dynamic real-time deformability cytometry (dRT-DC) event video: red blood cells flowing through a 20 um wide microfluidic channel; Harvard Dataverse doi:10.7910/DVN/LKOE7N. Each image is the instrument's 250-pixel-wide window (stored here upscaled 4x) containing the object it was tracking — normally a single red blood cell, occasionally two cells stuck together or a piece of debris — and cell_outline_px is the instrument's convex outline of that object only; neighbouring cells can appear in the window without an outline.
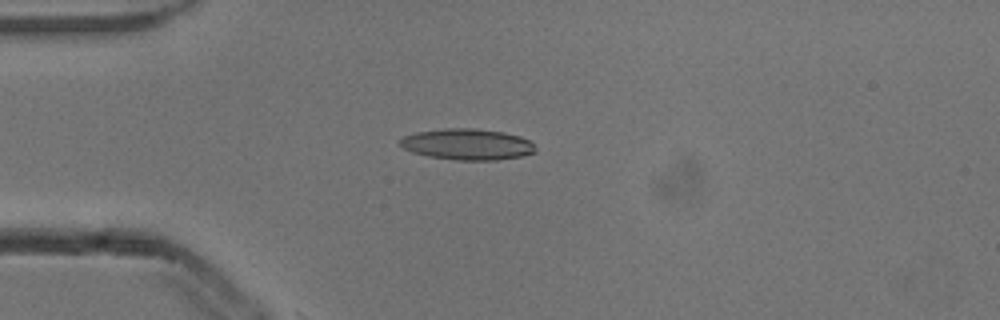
{"species": "common noctule bat (a hibernating species)", "species_latin": "Nyctalus noctula", "temperature_condition": "cold", "stored_images_in_passage": 4, "camera_frame_rate_fps": 3000, "um_per_image_px": 0.085, "animal": {"sex": "male", "body_mass_g": 13.3}, "frame": {"image": 1, "passage_image": 3, "time_ms": 0.667, "image_size_px": [1000, 320], "cell_outline_px": [[536, 152], [524, 156], [496, 160], [456, 160], [428, 156], [412, 152], [404, 148], [400, 144], [400, 140], [404, 136], [416, 132], [444, 128], [472, 128], [504, 132], [520, 136], [528, 140], [536, 148]], "centroid_in_image_um": [39.74, 12.27], "position_along_channel_um": 45.3, "area_um2": 24.57}}